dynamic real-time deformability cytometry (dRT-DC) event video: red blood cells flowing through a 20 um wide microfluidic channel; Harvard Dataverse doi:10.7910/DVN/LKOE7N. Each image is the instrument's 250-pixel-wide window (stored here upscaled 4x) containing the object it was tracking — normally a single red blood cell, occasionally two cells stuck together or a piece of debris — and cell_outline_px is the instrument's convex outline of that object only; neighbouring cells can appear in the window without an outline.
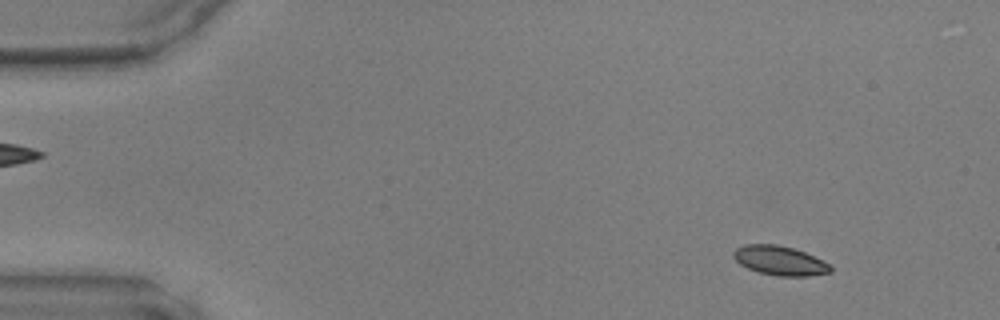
{"species": "common noctule bat (a hibernating species)", "species_latin": "Nyctalus noctula", "temperature_condition": "warm", "stored_images_in_passage": 47, "camera_frame_rate_fps": 3000, "um_per_image_px": 0.085, "animal": {"sex": "male", "body_mass_g": 17.9, "forearm_length_mm": 54.2}, "frame": {"image": 1, "passage_image": 5, "time_ms": 1.333, "image_size_px": [1000, 320], "cell_outline_px": [[832, 272], [808, 276], [776, 276], [760, 272], [748, 268], [740, 264], [732, 256], [732, 252], [736, 248], [744, 244], [776, 244], [792, 248], [804, 252], [828, 264], [832, 268]], "centroid_in_image_um": [66.24, 22.15], "position_along_channel_um": 18.8, "area_um2": 16.42}}
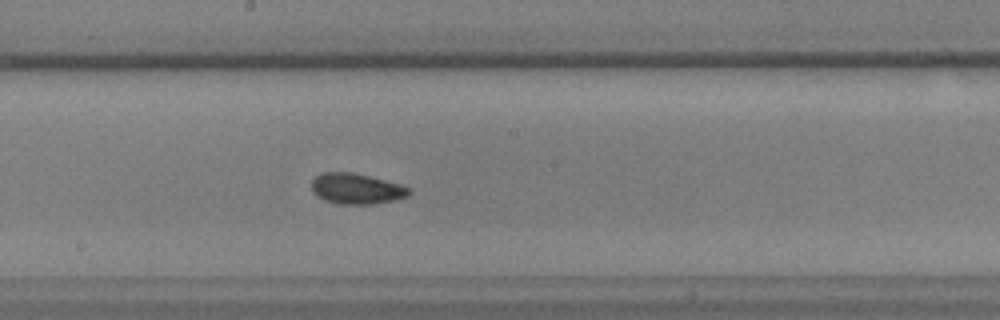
{"frame": {"image": 2, "passage_image": 26, "time_ms": 8.333, "image_size_px": [1000, 320], "cell_outline_px": [[412, 192], [408, 196], [376, 204], [336, 204], [324, 200], [316, 196], [312, 192], [312, 180], [320, 172], [352, 172], [400, 184], [412, 188]], "centroid_in_image_um": [30.28, 16.04], "position_along_channel_um": 217.9, "area_um2": 17.57}}
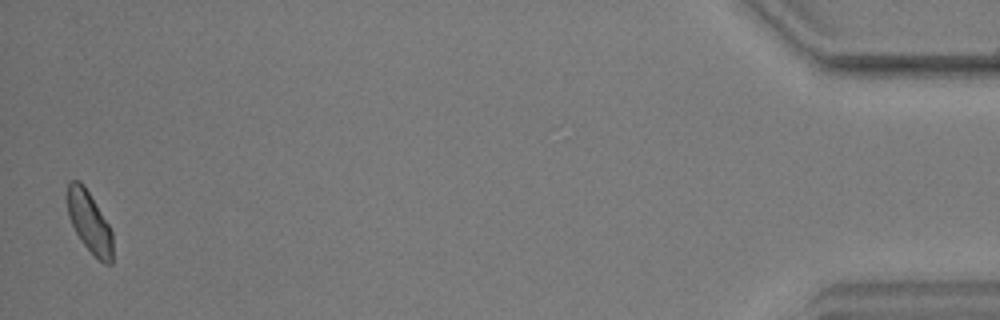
{"frame": {"image": 3, "passage_image": 47, "time_ms": 15.333, "image_size_px": [1000, 320], "cell_outline_px": [[112, 264], [104, 264], [80, 240], [68, 216], [68, 184], [72, 180], [80, 180], [84, 184], [108, 224], [112, 232]], "centroid_in_image_um": [7.6, 18.87], "position_along_channel_um": 427.6, "area_um2": 15.84}}